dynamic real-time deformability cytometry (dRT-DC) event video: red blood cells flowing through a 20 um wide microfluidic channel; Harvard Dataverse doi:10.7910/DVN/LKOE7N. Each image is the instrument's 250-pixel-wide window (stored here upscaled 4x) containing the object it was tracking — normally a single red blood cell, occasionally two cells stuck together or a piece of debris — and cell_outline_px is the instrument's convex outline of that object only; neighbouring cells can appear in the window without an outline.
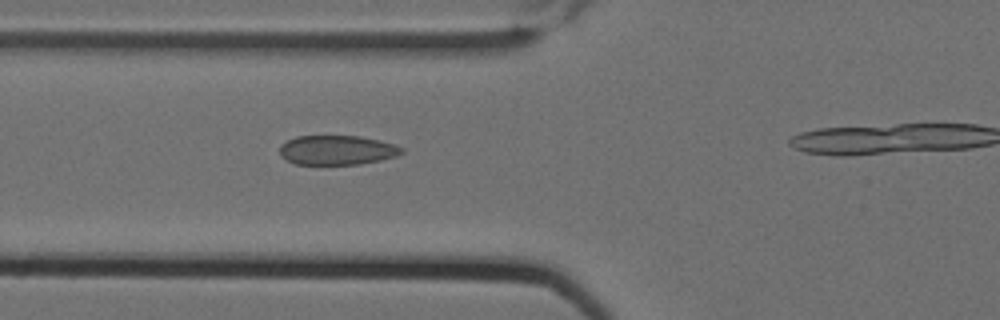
{"species": "Egyptian fruit bat (a non-hibernating species)", "species_latin": "Rousettus aegyptiacus", "temperature_condition": "cold", "stored_images_in_passage": 5, "camera_frame_rate_fps": 3000, "um_per_image_px": 0.085, "animal": {"sex": "female"}, "frame": {"image": 1, "passage_image": 4, "time_ms": 1.0, "image_size_px": [1000, 320], "cell_outline_px": [[404, 152], [396, 156], [380, 160], [360, 164], [296, 164], [280, 156], [280, 144], [296, 136], [360, 136], [380, 140], [404, 148]], "centroid_in_image_um": [28.65, 12.75], "position_along_channel_um": 97.2, "area_um2": 20.92}}